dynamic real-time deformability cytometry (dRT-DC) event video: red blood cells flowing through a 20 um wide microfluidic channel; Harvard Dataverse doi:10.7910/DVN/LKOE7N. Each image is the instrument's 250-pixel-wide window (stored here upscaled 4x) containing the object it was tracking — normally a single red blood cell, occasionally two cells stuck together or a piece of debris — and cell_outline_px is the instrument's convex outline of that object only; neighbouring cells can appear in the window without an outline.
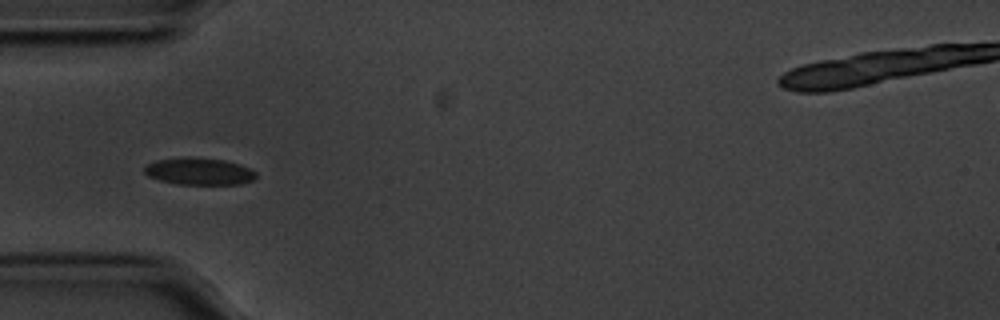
{"species": "common noctule bat (a hibernating species)", "species_latin": "Nyctalus noctula", "temperature_condition": "cold", "stored_images_in_passage": 57, "camera_frame_rate_fps": 3000, "um_per_image_px": 0.085, "animal": {"sex": "male", "body_mass_g": 20.1, "forearm_length_mm": 53.5}, "frame": {"image": 1, "passage_image": 17, "time_ms": 5.333, "image_size_px": [1000, 320], "cell_outline_px": [[256, 176], [252, 180], [240, 184], [176, 184], [160, 180], [148, 176], [144, 172], [144, 168], [148, 164], [156, 160], [184, 156], [224, 160], [248, 168], [256, 172]], "centroid_in_image_um": [16.88, 14.56], "position_along_channel_um": 68.1, "area_um2": 17.46}}
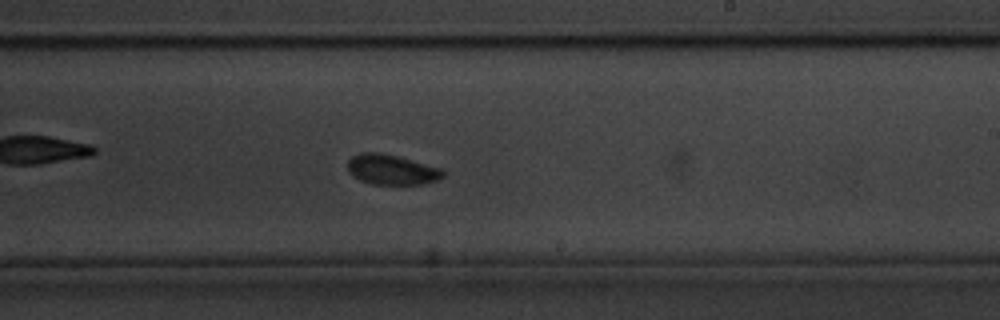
{"frame": {"image": 2, "passage_image": 33, "time_ms": 10.667, "image_size_px": [1000, 320], "cell_outline_px": [[444, 176], [436, 180], [424, 184], [372, 184], [360, 180], [352, 176], [348, 172], [348, 160], [352, 156], [360, 152], [380, 152], [444, 168]], "centroid_in_image_um": [33.28, 14.41], "position_along_channel_um": 255.7, "area_um2": 16.88}}
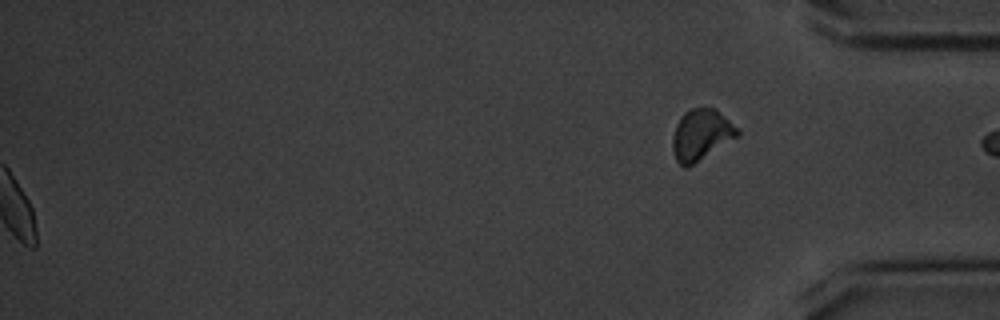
{"frame": {"image": 3, "passage_image": 57, "time_ms": 18.667, "image_size_px": [1000, 320], "cell_outline_px": [[740, 136], [688, 168], [684, 168], [676, 160], [672, 148], [672, 140], [676, 124], [680, 116], [684, 112], [692, 108], [716, 108], [740, 132]], "centroid_in_image_um": [59.59, 11.48], "position_along_channel_um": 375.6, "area_um2": 19.42}, "authors_computed_cell_mechanics": {"area_um2": 17.34, "velocity_mm_per_s": 3.509, "shape_relaxation_time_tau1_ms": 6.117, "shape_relaxation_time_tau2_ms": 2.25, "deformation_change_tau1": 0.2129, "deformation_change_tau2": 0.0524}}